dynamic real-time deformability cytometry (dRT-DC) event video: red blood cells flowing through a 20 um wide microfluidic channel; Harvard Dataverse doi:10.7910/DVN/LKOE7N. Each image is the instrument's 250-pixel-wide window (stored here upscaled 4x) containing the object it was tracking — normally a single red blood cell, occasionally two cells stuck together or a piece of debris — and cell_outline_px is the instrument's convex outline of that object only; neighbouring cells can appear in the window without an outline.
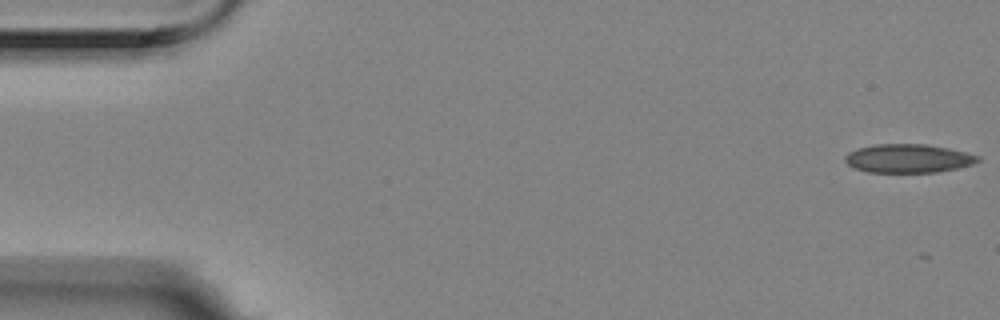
{"species": "Egyptian fruit bat (a non-hibernating species)", "species_latin": "Rousettus aegyptiacus", "temperature_condition": "room temperature", "stored_images_in_passage": 4, "camera_frame_rate_fps": 3000, "um_per_image_px": 0.085, "animal": {"sex": "female"}, "frame": {"image": 1, "passage_image": 1, "time_ms": 0.0, "image_size_px": [1000, 320], "cell_outline_px": [[980, 160], [972, 164], [956, 168], [936, 172], [868, 172], [856, 168], [848, 164], [844, 160], [844, 156], [848, 152], [856, 148], [876, 144], [924, 144], [948, 148], [980, 156]], "centroid_in_image_um": [77.16, 13.46], "position_along_channel_um": 7.8, "area_um2": 22.02}}
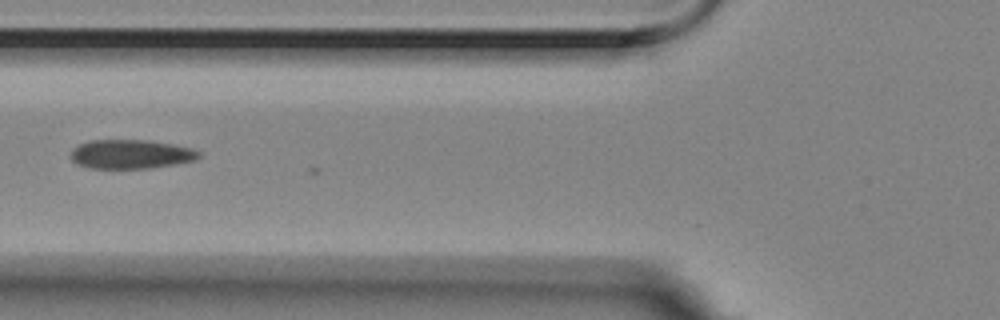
{"frame": {"image": 2, "passage_image": 4, "time_ms": 1.0, "image_size_px": [1000, 320], "cell_outline_px": [[200, 156], [196, 160], [176, 164], [148, 168], [88, 168], [76, 164], [68, 156], [72, 148], [88, 140], [148, 140], [172, 144], [192, 148], [200, 152]], "centroid_in_image_um": [11.08, 13.1], "position_along_channel_um": 114.7, "area_um2": 21.91}}